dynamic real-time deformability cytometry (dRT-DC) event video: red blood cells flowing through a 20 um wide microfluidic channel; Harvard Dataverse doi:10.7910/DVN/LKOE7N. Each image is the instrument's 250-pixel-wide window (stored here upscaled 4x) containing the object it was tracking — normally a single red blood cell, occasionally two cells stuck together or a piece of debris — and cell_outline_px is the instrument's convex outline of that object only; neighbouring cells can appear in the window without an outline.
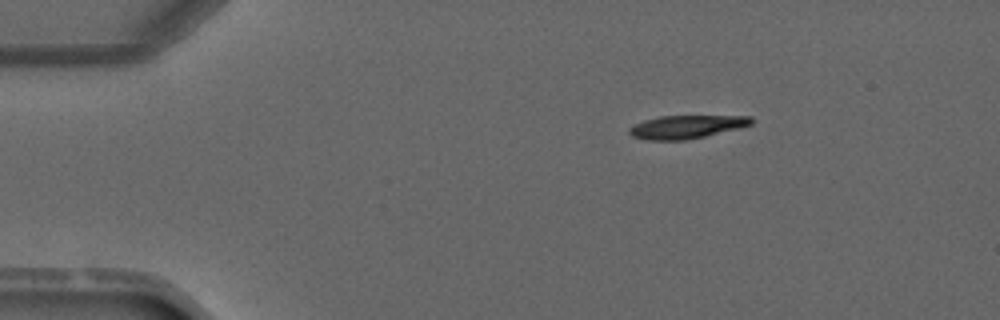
{"species": "common noctule bat (a hibernating species)", "species_latin": "Nyctalus noctula", "temperature_condition": "warm", "stored_images_in_passage": 3, "camera_frame_rate_fps": 3000, "um_per_image_px": 0.085, "animal": {"sex": "male", "forearm_length_mm": 52.5}, "frame": {"image": 1, "passage_image": 1, "time_ms": 0.0, "image_size_px": [1000, 320], "cell_outline_px": [[752, 124], [704, 136], [684, 140], [648, 140], [632, 136], [628, 132], [628, 128], [644, 120], [660, 116], [752, 116]], "centroid_in_image_um": [58.3, 10.78], "position_along_channel_um": 26.7, "area_um2": 16.18}}
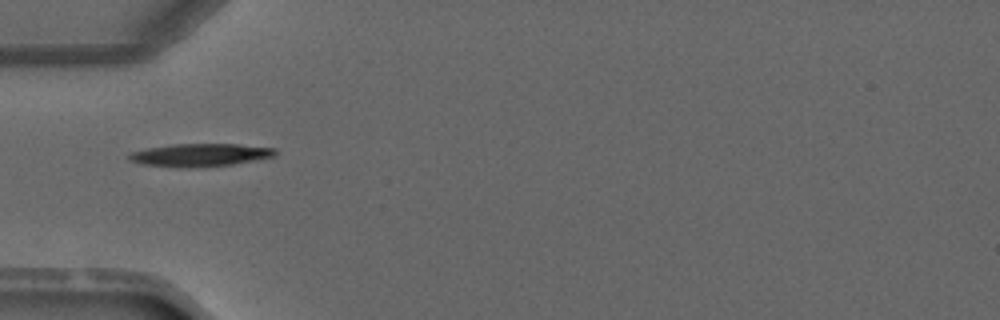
{"frame": {"image": 2, "passage_image": 3, "time_ms": 2.333, "image_size_px": [1000, 320], "cell_outline_px": [[276, 156], [256, 160], [232, 164], [180, 168], [144, 164], [128, 160], [128, 156], [132, 152], [148, 148], [172, 144], [236, 144], [276, 148]], "centroid_in_image_um": [17.03, 13.17], "position_along_channel_um": 68.0, "area_um2": 19.31}}